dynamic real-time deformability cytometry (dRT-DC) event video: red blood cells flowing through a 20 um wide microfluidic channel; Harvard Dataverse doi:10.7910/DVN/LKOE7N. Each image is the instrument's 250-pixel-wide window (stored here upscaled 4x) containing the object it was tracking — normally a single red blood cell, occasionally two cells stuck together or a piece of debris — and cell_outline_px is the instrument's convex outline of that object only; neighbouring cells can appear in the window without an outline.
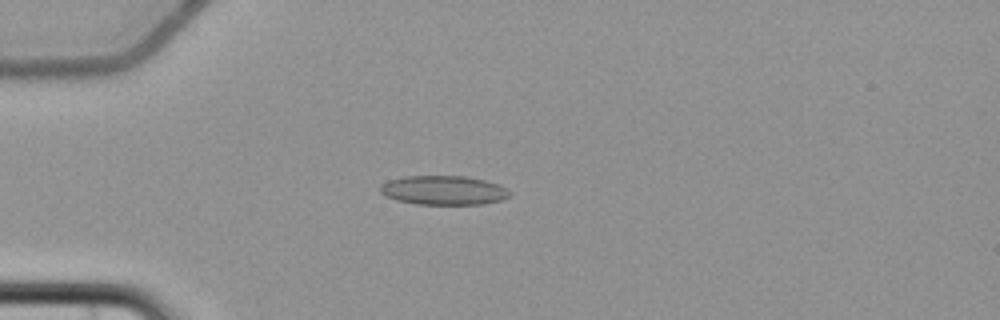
{"species": "common noctule bat (a hibernating species)", "species_latin": "Nyctalus noctula", "temperature_condition": "cold", "stored_images_in_passage": 3, "camera_frame_rate_fps": 3000, "um_per_image_px": 0.085, "animal": {"sex": "female", "body_mass_g": 22.7, "forearm_length_mm": 54.2}, "frame": {"image": 1, "passage_image": 2, "time_ms": 2.667, "image_size_px": [1000, 320], "cell_outline_px": [[512, 192], [508, 196], [500, 200], [484, 204], [416, 204], [396, 200], [384, 196], [380, 192], [380, 184], [388, 180], [404, 176], [464, 176], [484, 180], [496, 184]], "centroid_in_image_um": [37.64, 16.17], "position_along_channel_um": 47.4, "area_um2": 21.96}}